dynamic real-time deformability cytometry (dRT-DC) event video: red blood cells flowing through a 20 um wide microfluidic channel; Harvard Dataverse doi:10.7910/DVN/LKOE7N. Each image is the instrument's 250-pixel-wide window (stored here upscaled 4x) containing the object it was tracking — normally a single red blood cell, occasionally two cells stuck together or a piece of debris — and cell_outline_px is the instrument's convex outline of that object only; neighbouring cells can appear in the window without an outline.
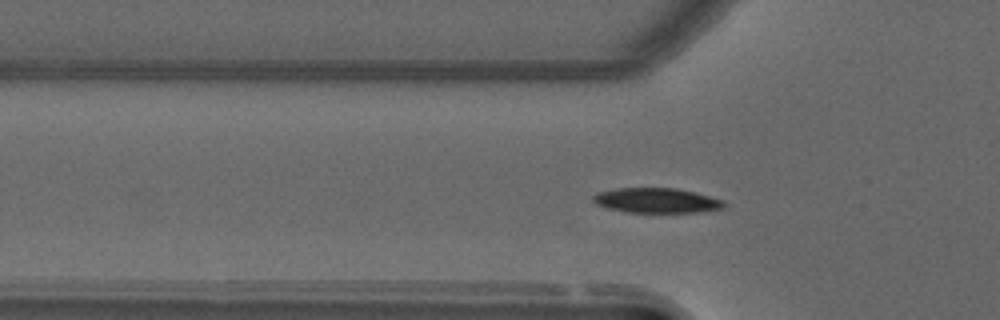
{"species": "common noctule bat (a hibernating species)", "species_latin": "Nyctalus noctula", "temperature_condition": "warm", "stored_images_in_passage": 55, "camera_frame_rate_fps": 3000, "um_per_image_px": 0.085, "animal": {"sex": "male", "forearm_length_mm": 52.5}, "frame": {"image": 1, "passage_image": 16, "time_ms": 5.0, "image_size_px": [1000, 320], "cell_outline_px": [[724, 208], [700, 212], [624, 212], [608, 208], [596, 204], [592, 200], [592, 196], [596, 192], [616, 188], [676, 188], [696, 192], [724, 200]], "centroid_in_image_um": [55.79, 17.03], "position_along_channel_um": 70.0, "area_um2": 19.13}}
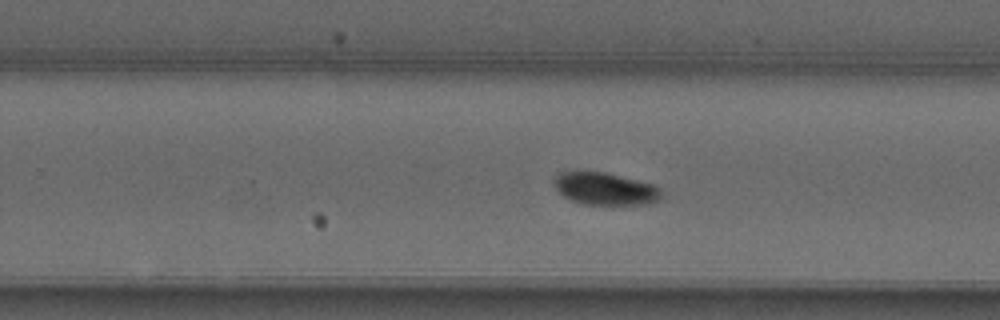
{"frame": {"image": 2, "passage_image": 33, "time_ms": 10.667, "image_size_px": [1000, 320], "cell_outline_px": [[660, 200], [648, 204], [584, 204], [572, 200], [564, 196], [556, 188], [552, 180], [560, 172], [604, 172], [656, 184], [660, 188]], "centroid_in_image_um": [51.47, 16.04], "position_along_channel_um": 278.3, "area_um2": 20.11}}
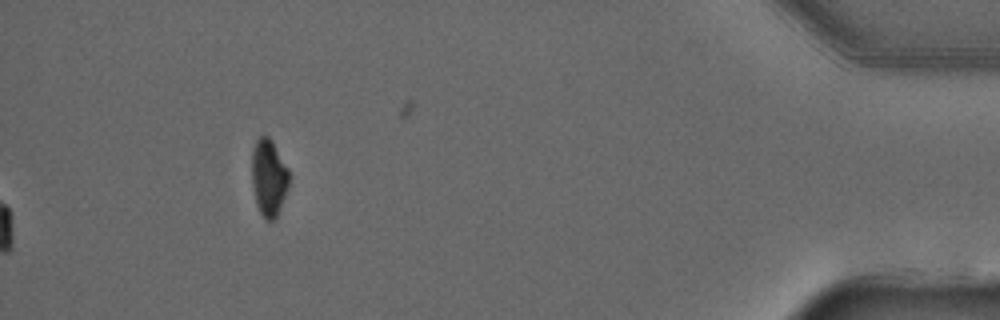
{"frame": {"image": 3, "passage_image": 55, "time_ms": 18.0, "image_size_px": [1000, 320], "cell_outline_px": [[288, 188], [276, 220], [264, 220], [256, 204], [252, 184], [252, 148], [256, 140], [260, 136], [268, 136], [288, 168]], "centroid_in_image_um": [22.83, 15.14], "position_along_channel_um": 412.4, "area_um2": 16.65}, "authors_computed_cell_mechanics": {"area_um2": 18.785, "velocity_mm_per_s": 3.6788, "shape_relaxation_time_tau1_ms": 3.93, "shape_relaxation_time_tau2_ms": null, "deformation_change_tau1": 0.109, "deformation_change_tau2": null}}